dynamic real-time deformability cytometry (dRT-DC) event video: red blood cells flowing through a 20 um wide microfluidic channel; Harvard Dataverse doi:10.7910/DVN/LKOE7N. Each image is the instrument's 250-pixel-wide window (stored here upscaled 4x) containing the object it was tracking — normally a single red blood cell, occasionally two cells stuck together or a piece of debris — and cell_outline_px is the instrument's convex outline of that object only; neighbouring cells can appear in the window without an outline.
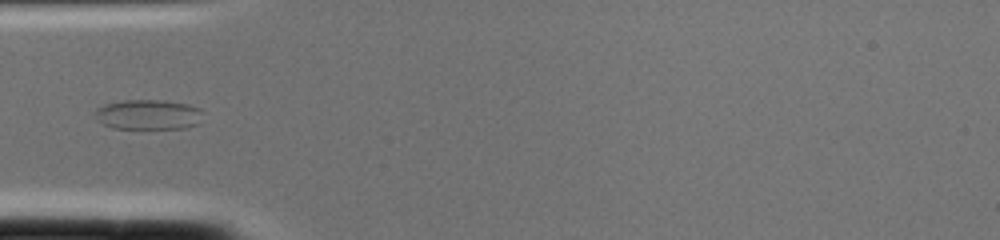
{"species": "common noctule bat (a hibernating species)", "species_latin": "Nyctalus noctula", "temperature_condition": "cold", "stored_images_in_passage": 2, "camera_frame_rate_fps": 3000, "um_per_image_px": 0.085, "animal": {"sex": "female", "body_mass_g": 22.0, "forearm_length_mm": 56.7}, "frame": {"image": 1, "passage_image": 2, "time_ms": 0.333, "image_size_px": [1000, 240], "cell_outline_px": [[204, 112], [200, 124], [184, 128], [112, 128], [104, 124], [92, 112], [96, 108], [104, 104], [124, 100], [164, 100], [188, 104], [200, 108]], "centroid_in_image_um": [12.65, 9.73], "position_along_channel_um": 72.4, "area_um2": 19.07}}